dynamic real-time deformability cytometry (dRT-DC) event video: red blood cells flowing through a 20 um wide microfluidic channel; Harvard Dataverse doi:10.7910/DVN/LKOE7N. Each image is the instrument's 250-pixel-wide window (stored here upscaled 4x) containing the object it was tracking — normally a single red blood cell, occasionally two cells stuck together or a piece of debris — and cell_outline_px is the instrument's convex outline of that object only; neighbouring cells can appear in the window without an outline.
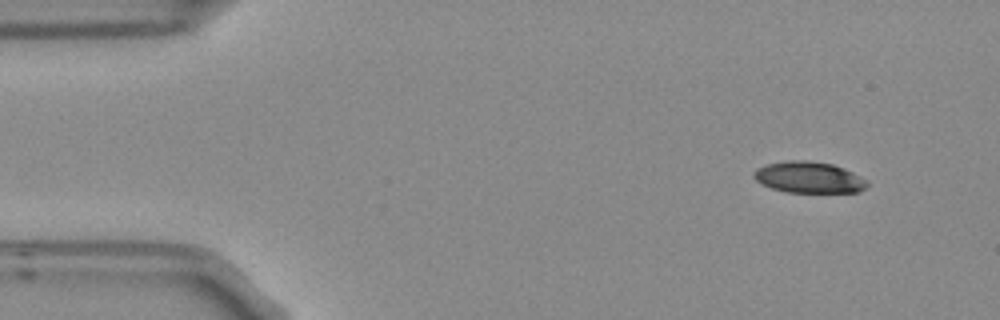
{"species": "Egyptian fruit bat (a non-hibernating species)", "species_latin": "Rousettus aegyptiacus", "temperature_condition": "room temperature", "stored_images_in_passage": 4, "camera_frame_rate_fps": 3000, "um_per_image_px": 0.085, "frame": {"image": 1, "passage_image": 1, "time_ms": 0.0, "image_size_px": [1000, 320], "cell_outline_px": [[868, 184], [860, 192], [784, 192], [772, 188], [756, 180], [752, 176], [752, 172], [756, 168], [768, 164], [792, 160], [804, 160], [832, 164], [852, 172], [868, 180]], "centroid_in_image_um": [68.75, 15.08], "position_along_channel_um": 16.3, "area_um2": 20.52}}